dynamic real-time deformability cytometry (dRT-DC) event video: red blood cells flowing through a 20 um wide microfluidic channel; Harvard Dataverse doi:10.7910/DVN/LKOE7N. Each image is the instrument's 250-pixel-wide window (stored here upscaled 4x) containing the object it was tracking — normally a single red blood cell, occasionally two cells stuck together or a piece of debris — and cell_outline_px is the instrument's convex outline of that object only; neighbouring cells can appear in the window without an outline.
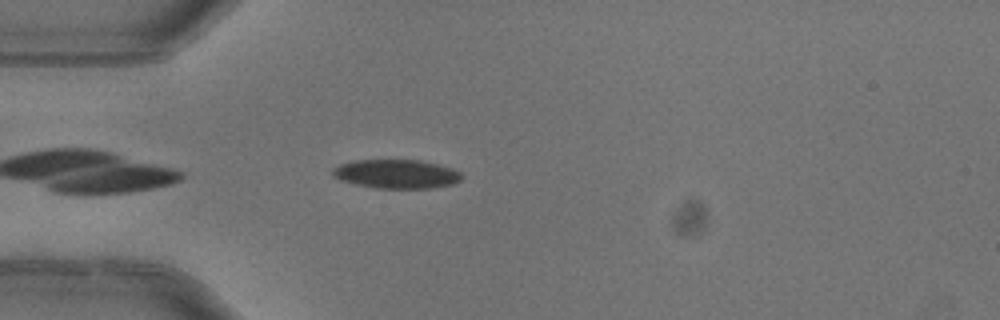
{"species": "common noctule bat (a hibernating species)", "species_latin": "Nyctalus noctula", "temperature_condition": "warm", "stored_images_in_passage": 4, "camera_frame_rate_fps": 3000, "um_per_image_px": 0.085, "animal": {"sex": "female"}, "frame": {"image": 1, "passage_image": 4, "time_ms": 1.0, "image_size_px": [1000, 320], "cell_outline_px": [[460, 180], [452, 184], [428, 188], [376, 188], [356, 184], [340, 180], [332, 176], [332, 168], [340, 164], [356, 160], [420, 160], [452, 168], [460, 172]], "centroid_in_image_um": [33.65, 14.78], "position_along_channel_um": 51.4, "area_um2": 21.56}}